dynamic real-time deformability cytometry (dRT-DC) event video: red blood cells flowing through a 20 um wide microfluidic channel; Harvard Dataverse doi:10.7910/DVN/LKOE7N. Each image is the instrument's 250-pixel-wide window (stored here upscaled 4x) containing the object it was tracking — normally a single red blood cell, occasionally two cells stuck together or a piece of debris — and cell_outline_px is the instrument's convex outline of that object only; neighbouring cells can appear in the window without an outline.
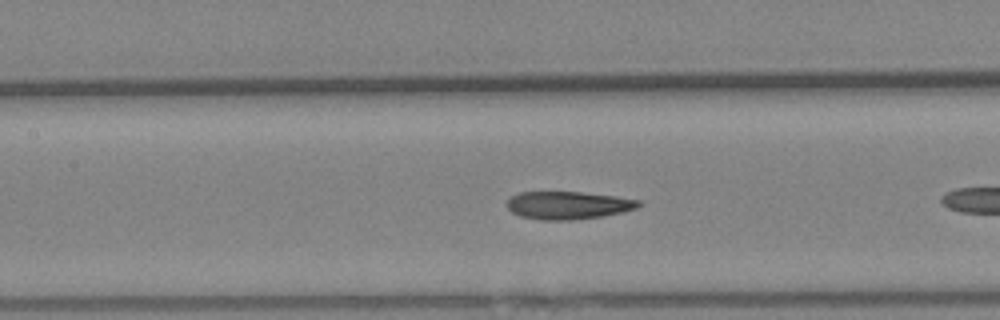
{"species": "Egyptian fruit bat (a non-hibernating species)", "species_latin": "Rousettus aegyptiacus", "temperature_condition": "warm", "stored_images_in_passage": 12, "camera_frame_rate_fps": 3000, "um_per_image_px": 0.085, "animal": {"sex": "female"}, "frame": {"image": 1, "passage_image": 6, "time_ms": 1.667, "image_size_px": [1000, 320], "cell_outline_px": [[640, 204], [636, 208], [604, 216], [572, 220], [540, 220], [520, 216], [512, 212], [508, 208], [508, 200], [512, 196], [520, 192], [580, 192], [616, 196], [640, 200]], "centroid_in_image_um": [48.28, 17.45], "position_along_channel_um": 159.1, "area_um2": 21.21}}